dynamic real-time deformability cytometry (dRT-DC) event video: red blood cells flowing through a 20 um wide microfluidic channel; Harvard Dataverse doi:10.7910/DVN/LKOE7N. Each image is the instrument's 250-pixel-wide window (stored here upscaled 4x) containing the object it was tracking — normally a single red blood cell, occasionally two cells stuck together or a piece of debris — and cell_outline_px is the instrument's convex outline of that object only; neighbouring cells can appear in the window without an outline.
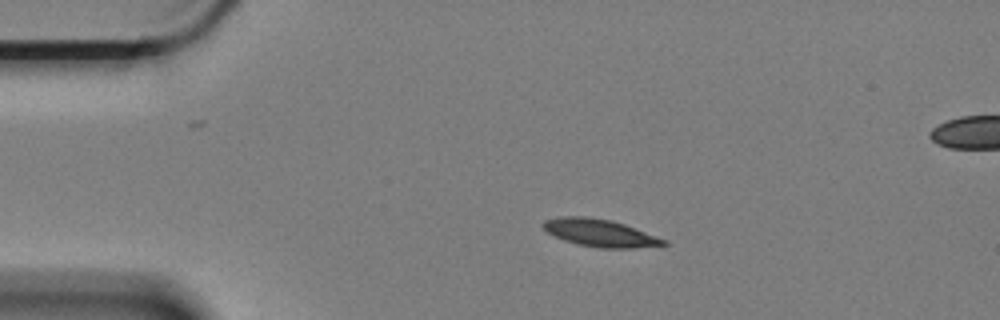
{"species": "Egyptian fruit bat (a non-hibernating species)", "species_latin": "Rousettus aegyptiacus", "temperature_condition": "cold", "stored_images_in_passage": 50, "segment_of_instrument_passage": [1, 2], "camera_frame_rate_fps": 3000, "um_per_image_px": 0.085, "animal": {"sex": "female"}, "frame": {"image": 1, "passage_image": 1, "time_ms": 0.0, "image_size_px": [1000, 320], "cell_outline_px": [[668, 244], [632, 248], [600, 248], [576, 244], [564, 240], [548, 232], [540, 224], [544, 220], [560, 216], [584, 216], [612, 220], [624, 224], [668, 240]], "centroid_in_image_um": [50.98, 19.79], "position_along_channel_um": 34.0, "area_um2": 19.25}}
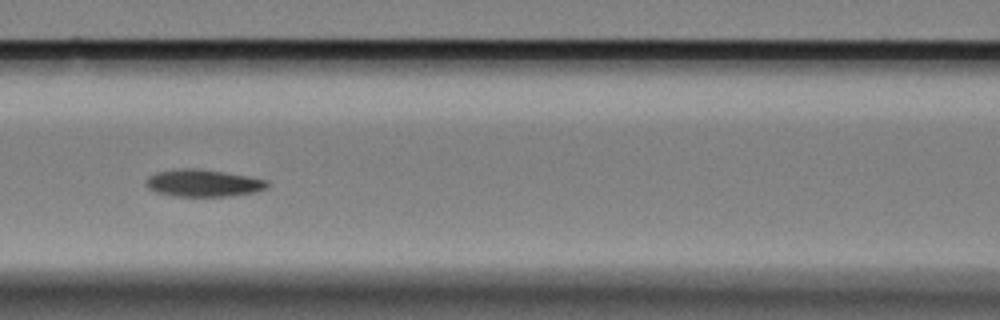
{"frame": {"image": 2, "passage_image": 15, "time_ms": 4.667, "image_size_px": [1000, 320], "cell_outline_px": [[268, 188], [256, 192], [232, 196], [172, 196], [156, 192], [148, 188], [144, 184], [144, 180], [148, 176], [156, 172], [184, 168], [196, 168], [224, 172], [248, 176], [268, 180]], "centroid_in_image_um": [17.26, 15.56], "position_along_channel_um": 149.3, "area_um2": 19.42}}
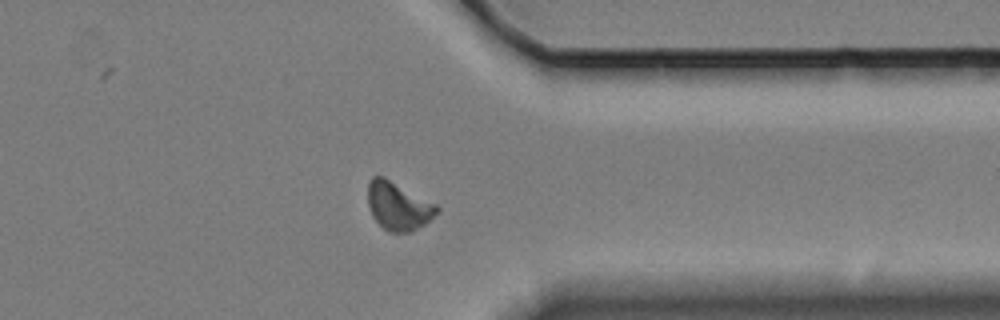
{"frame": {"image": 3, "passage_image": 36, "time_ms": 11.667, "image_size_px": [1000, 320], "cell_outline_px": [[440, 208], [424, 224], [412, 232], [388, 232], [372, 216], [368, 204], [368, 180], [372, 176], [384, 176], [436, 204]], "centroid_in_image_um": [33.82, 17.49], "position_along_channel_um": 377.6, "area_um2": 19.19}}